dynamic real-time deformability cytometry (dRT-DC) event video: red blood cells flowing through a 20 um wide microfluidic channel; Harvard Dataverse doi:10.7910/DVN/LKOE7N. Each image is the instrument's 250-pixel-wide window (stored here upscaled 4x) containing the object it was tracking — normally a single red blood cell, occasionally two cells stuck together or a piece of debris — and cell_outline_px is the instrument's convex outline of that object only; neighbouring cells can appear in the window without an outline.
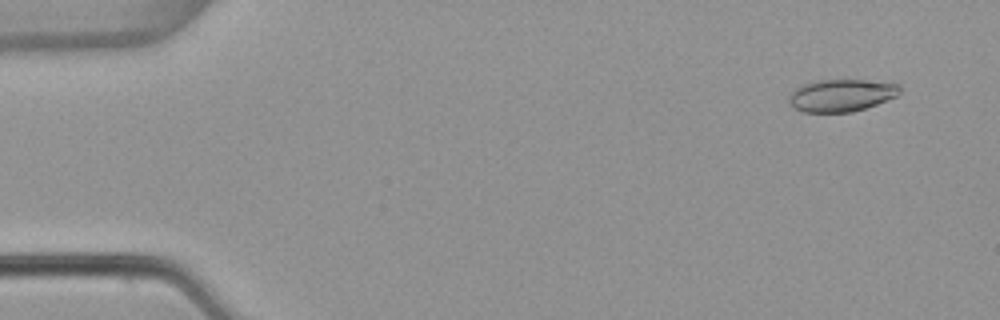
{"species": "common noctule bat (a hibernating species)", "species_latin": "Nyctalus noctula", "temperature_condition": "warm", "stored_images_in_passage": 54, "camera_frame_rate_fps": 3000, "um_per_image_px": 0.085, "animal": {"sex": "female", "body_mass_g": 22.7, "forearm_length_mm": 54.2}, "frame": {"image": 1, "passage_image": 4, "time_ms": 1.0, "image_size_px": [1000, 320], "cell_outline_px": [[900, 92], [896, 96], [876, 104], [852, 112], [804, 112], [792, 108], [788, 100], [788, 96], [796, 88], [804, 84], [816, 80], [864, 80], [900, 84]], "centroid_in_image_um": [71.48, 8.1], "position_along_channel_um": 13.5, "area_um2": 20.81}}
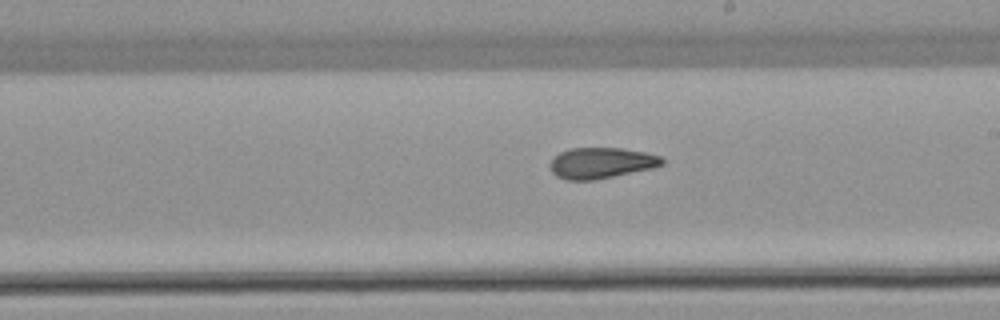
{"frame": {"image": 2, "passage_image": 31, "time_ms": 10.0, "image_size_px": [1000, 320], "cell_outline_px": [[664, 164], [652, 168], [592, 180], [564, 180], [556, 176], [552, 172], [548, 164], [552, 156], [568, 148], [620, 148], [644, 152], [660, 156], [664, 160]], "centroid_in_image_um": [51.03, 13.84], "position_along_channel_um": 238.0, "area_um2": 20.23}}
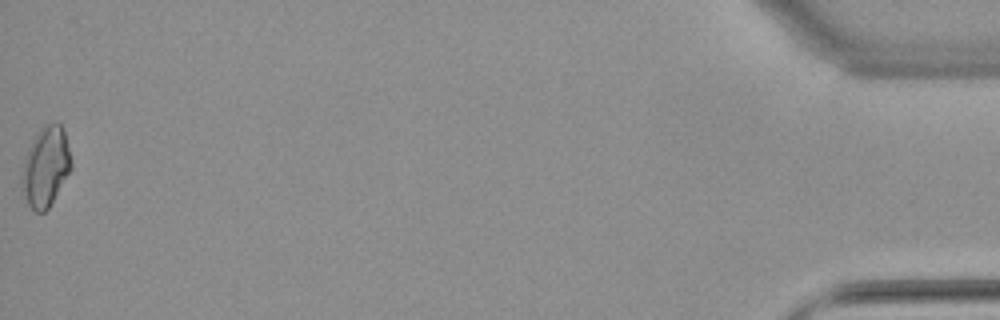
{"frame": {"image": 3, "passage_image": 54, "time_ms": 17.667, "image_size_px": [1000, 320], "cell_outline_px": [[72, 168], [48, 208], [44, 212], [36, 212], [28, 204], [20, 188], [20, 180], [28, 148], [32, 140], [44, 124], [60, 124], [64, 132], [72, 164]], "centroid_in_image_um": [3.86, 14.2], "position_along_channel_um": 431.3, "area_um2": 22.6}, "authors_computed_cell_mechanics": {"area_um2": 20.8369, "velocity_mm_per_s": 3.8272, "shape_relaxation_time_tau1_ms": null, "shape_relaxation_time_tau2_ms": 2.6749, "deformation_change_tau1": null, "deformation_change_tau2": 0.0961}}